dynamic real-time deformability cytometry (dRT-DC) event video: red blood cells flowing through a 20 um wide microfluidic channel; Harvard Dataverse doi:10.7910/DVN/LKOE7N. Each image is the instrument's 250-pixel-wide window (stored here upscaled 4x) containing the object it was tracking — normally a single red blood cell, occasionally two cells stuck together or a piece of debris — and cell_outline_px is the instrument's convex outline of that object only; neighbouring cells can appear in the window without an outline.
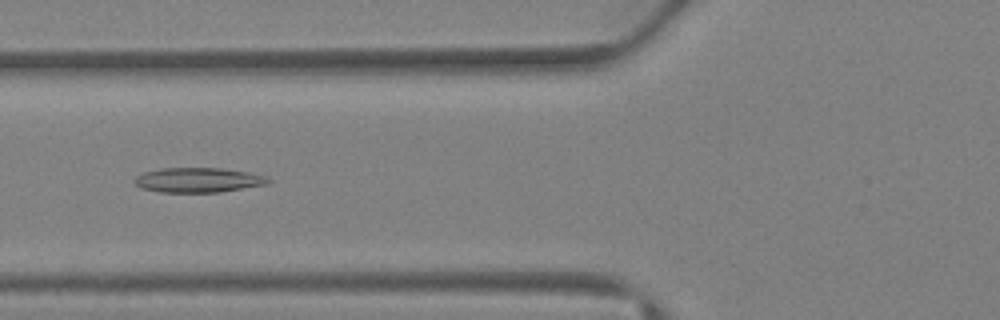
{"species": "Egyptian fruit bat (a non-hibernating species)", "species_latin": "Rousettus aegyptiacus", "temperature_condition": "warm", "stored_images_in_passage": 39, "camera_frame_rate_fps": 3000, "um_per_image_px": 0.085, "animal": {"sex": "female"}, "frame": {"image": 1, "passage_image": 15, "time_ms": 4.667, "image_size_px": [1000, 320], "cell_outline_px": [[272, 180], [268, 184], [220, 192], [160, 192], [140, 188], [132, 180], [136, 176], [144, 172], [160, 168], [220, 168], [252, 172], [264, 176]], "centroid_in_image_um": [16.84, 15.3], "position_along_channel_um": 109.0, "area_um2": 19.42}}
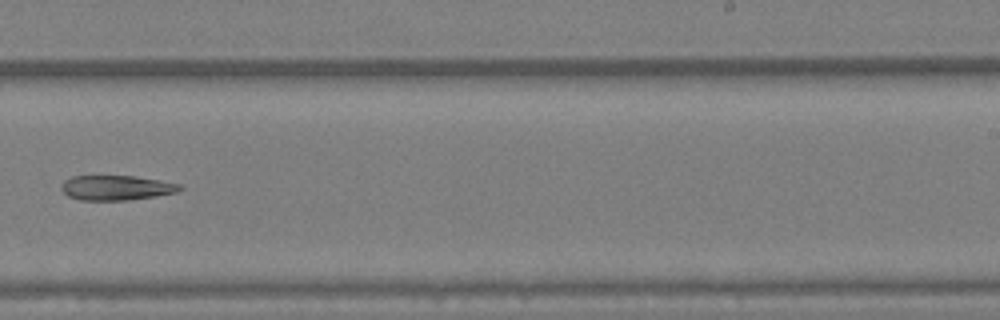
{"frame": {"image": 2, "passage_image": 25, "time_ms": 8.0, "image_size_px": [1000, 320], "cell_outline_px": [[184, 188], [176, 192], [156, 196], [128, 200], [80, 200], [68, 196], [60, 188], [60, 184], [64, 180], [72, 176], [136, 176], [180, 184]], "centroid_in_image_um": [9.86, 15.96], "position_along_channel_um": 279.1, "area_um2": 17.17}}
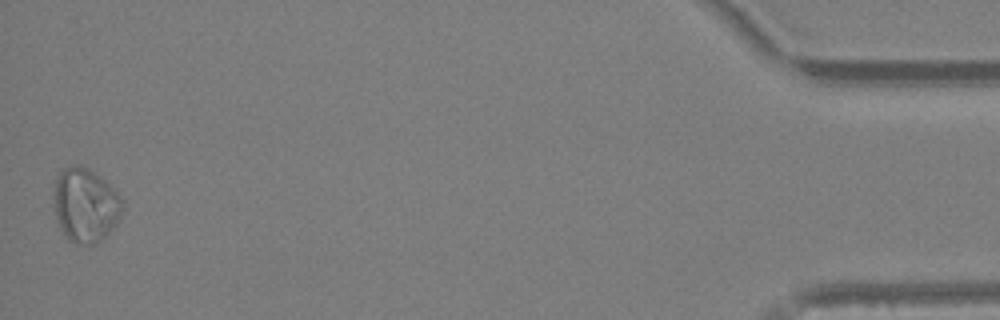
{"frame": {"image": 3, "passage_image": 39, "time_ms": 12.667, "image_size_px": [1000, 320], "cell_outline_px": [[124, 208], [116, 224], [96, 244], [76, 244], [68, 240], [60, 228], [56, 216], [52, 196], [52, 192], [60, 168], [72, 164], [80, 164], [88, 168], [100, 176], [124, 200]], "centroid_in_image_um": [7.23, 17.4], "position_along_channel_um": 428.0, "area_um2": 30.06}}